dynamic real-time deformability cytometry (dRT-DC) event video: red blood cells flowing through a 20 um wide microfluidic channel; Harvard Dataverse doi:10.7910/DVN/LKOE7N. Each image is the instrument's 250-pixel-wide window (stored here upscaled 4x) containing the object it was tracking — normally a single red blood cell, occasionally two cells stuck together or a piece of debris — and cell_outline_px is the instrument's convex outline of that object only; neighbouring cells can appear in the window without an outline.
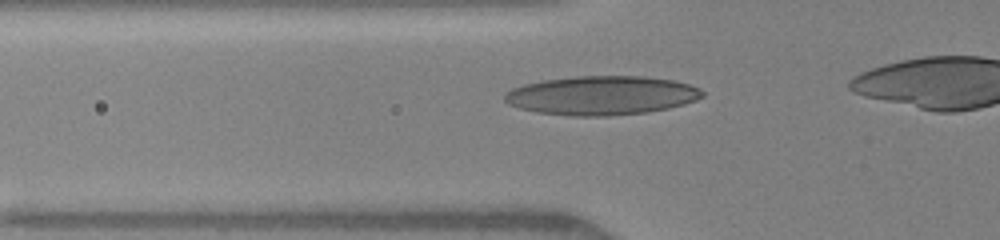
{"species": "human", "species_latin": "Homo sapiens", "temperature_condition": "warm", "stored_images_in_passage": 33, "camera_frame_rate_fps": 3000, "um_per_image_px": 0.085, "donor": {"sex": "female"}, "frame": {"image": 1, "passage_image": 7, "time_ms": 2.0, "image_size_px": [1000, 240], "cell_outline_px": [[704, 96], [696, 100], [684, 104], [668, 108], [644, 112], [604, 116], [572, 116], [536, 112], [520, 108], [508, 104], [504, 100], [504, 96], [512, 88], [524, 84], [544, 80], [576, 76], [644, 76], [672, 80], [688, 84], [700, 88], [704, 92]], "centroid_in_image_um": [51.14, 8.11], "position_along_channel_um": 74.7, "area_um2": 44.8}}
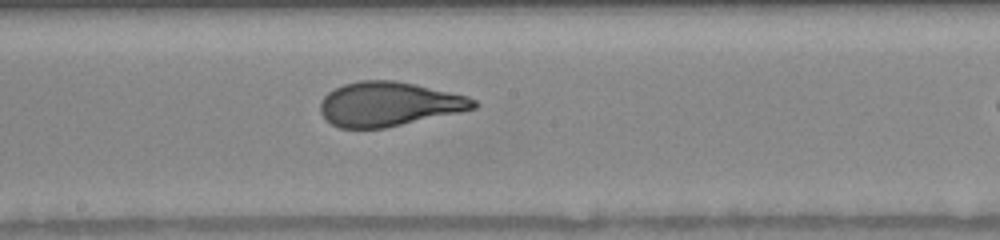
{"frame": {"image": 2, "passage_image": 17, "time_ms": 5.333, "image_size_px": [1000, 240], "cell_outline_px": [[480, 104], [476, 108], [460, 112], [384, 128], [340, 128], [332, 124], [320, 112], [320, 100], [328, 92], [344, 84], [360, 80], [392, 80], [412, 84], [468, 96], [476, 100]], "centroid_in_image_um": [33.05, 8.85], "position_along_channel_um": 215.1, "area_um2": 39.3}}
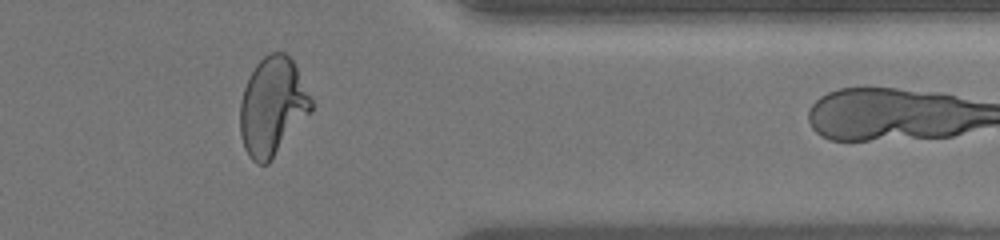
{"frame": {"image": 3, "passage_image": 30, "time_ms": 9.667, "image_size_px": [1000, 240], "cell_outline_px": [[312, 112], [268, 164], [256, 164], [248, 156], [244, 148], [240, 136], [240, 100], [244, 88], [256, 64], [268, 52], [284, 52], [292, 60], [312, 100]], "centroid_in_image_um": [23.15, 9.08], "position_along_channel_um": 388.3, "area_um2": 40.69}, "authors_computed_cell_mechanics": {"area_um2": 40.171, "velocity_mm_per_s": 4.1931, "shape_relaxation_time_tau1_ms": 4.5768, "shape_relaxation_time_tau2_ms": null, "deformation_change_tau1": 0.2345, "deformation_change_tau2": null}}